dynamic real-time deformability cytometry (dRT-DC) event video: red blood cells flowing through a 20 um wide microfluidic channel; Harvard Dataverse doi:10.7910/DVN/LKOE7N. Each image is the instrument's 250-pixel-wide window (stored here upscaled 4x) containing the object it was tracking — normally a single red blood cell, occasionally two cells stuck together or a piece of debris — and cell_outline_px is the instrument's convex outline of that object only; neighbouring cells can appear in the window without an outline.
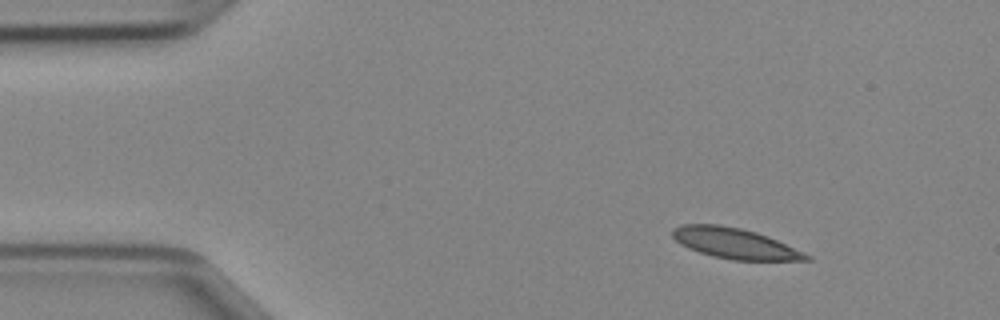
{"species": "Egyptian fruit bat (a non-hibernating species)", "species_latin": "Rousettus aegyptiacus", "temperature_condition": "cold", "stored_images_in_passage": 42, "camera_frame_rate_fps": 3000, "um_per_image_px": 0.085, "animal": {"sex": "female"}, "frame": {"image": 1, "passage_image": 1, "time_ms": 0.0, "image_size_px": [1000, 320], "cell_outline_px": [[812, 260], [732, 260], [712, 256], [688, 248], [680, 244], [672, 236], [672, 228], [684, 224], [720, 224], [740, 228], [756, 232], [768, 236], [804, 252], [812, 256]], "centroid_in_image_um": [62.45, 20.68], "position_along_channel_um": 22.5, "area_um2": 23.81}}
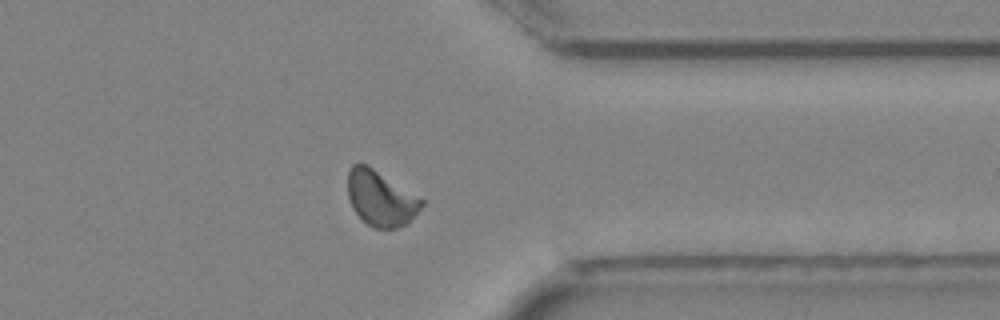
{"frame": {"image": 2, "passage_image": 32, "time_ms": 10.333, "image_size_px": [1000, 320], "cell_outline_px": [[424, 204], [404, 224], [396, 228], [372, 228], [352, 208], [348, 196], [348, 172], [352, 164], [364, 164], [372, 168], [424, 200]], "centroid_in_image_um": [32.32, 16.86], "position_along_channel_um": 379.1, "area_um2": 23.06}}
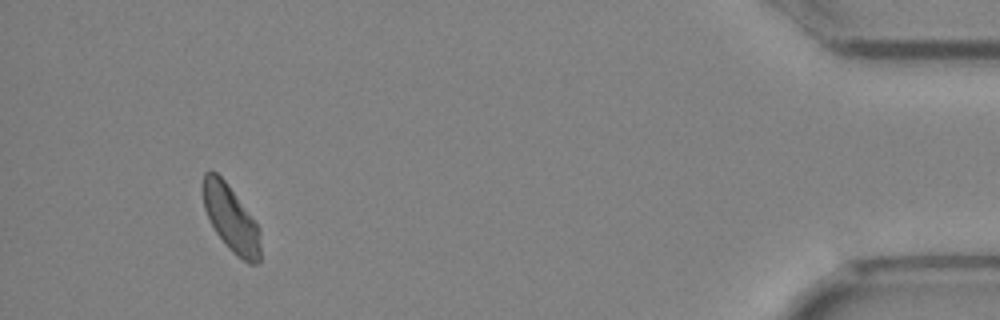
{"frame": {"image": 3, "passage_image": 39, "time_ms": 12.667, "image_size_px": [1000, 320], "cell_outline_px": [[260, 260], [256, 264], [248, 264], [236, 256], [228, 248], [216, 232], [204, 208], [200, 188], [204, 172], [216, 172], [228, 184], [260, 228]], "centroid_in_image_um": [19.61, 18.57], "position_along_channel_um": 415.6, "area_um2": 22.37}}